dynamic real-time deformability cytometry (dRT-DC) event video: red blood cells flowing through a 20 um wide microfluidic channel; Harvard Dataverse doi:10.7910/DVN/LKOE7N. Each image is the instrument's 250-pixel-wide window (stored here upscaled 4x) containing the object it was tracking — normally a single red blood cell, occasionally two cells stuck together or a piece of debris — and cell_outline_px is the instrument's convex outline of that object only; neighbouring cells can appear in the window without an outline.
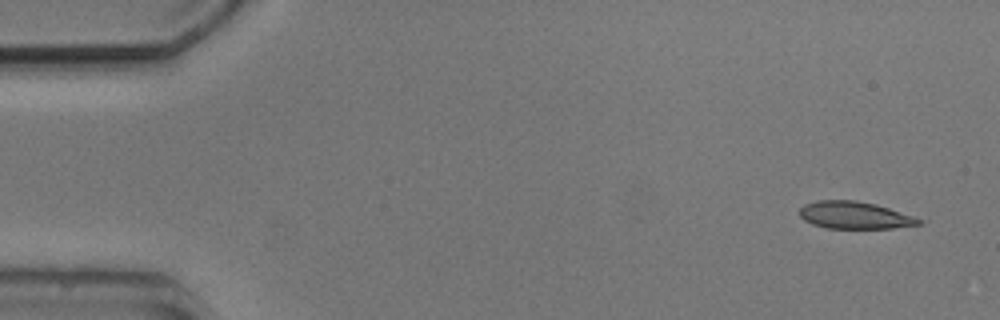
{"species": "common noctule bat (a hibernating species)", "species_latin": "Nyctalus noctula", "temperature_condition": "cold", "stored_images_in_passage": 5, "segment_of_instrument_passage": [1, 2], "camera_frame_rate_fps": 3000, "um_per_image_px": 0.085, "animal": {"sex": "male", "body_mass_g": 20.5, "forearm_length_mm": 52.5}, "frame": {"image": 1, "passage_image": 1, "time_ms": 0.0, "image_size_px": [1000, 320], "cell_outline_px": [[924, 220], [920, 224], [892, 228], [828, 228], [812, 224], [804, 220], [800, 216], [800, 208], [804, 204], [816, 200], [856, 200], [876, 204]], "centroid_in_image_um": [72.61, 18.28], "position_along_channel_um": 12.4, "area_um2": 18.84}}
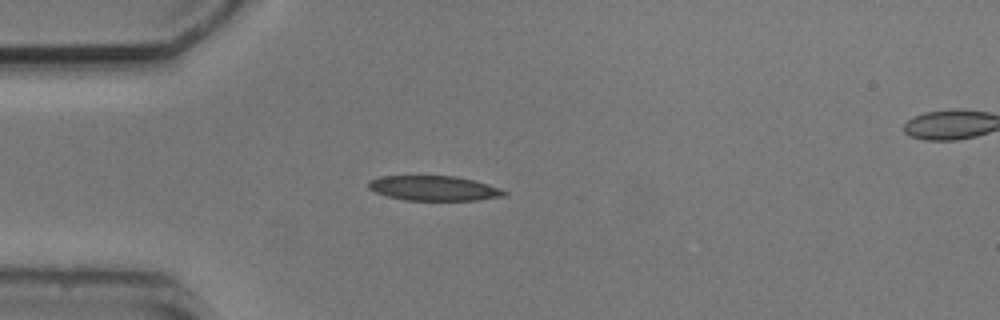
{"frame": {"image": 2, "passage_image": 4, "time_ms": 3.667, "image_size_px": [1000, 320], "cell_outline_px": [[508, 196], [476, 200], [404, 200], [388, 196], [376, 192], [368, 188], [368, 180], [380, 176], [456, 176], [488, 184], [500, 188], [508, 192]], "centroid_in_image_um": [36.9, 16.0], "position_along_channel_um": 48.1, "area_um2": 19.71}}